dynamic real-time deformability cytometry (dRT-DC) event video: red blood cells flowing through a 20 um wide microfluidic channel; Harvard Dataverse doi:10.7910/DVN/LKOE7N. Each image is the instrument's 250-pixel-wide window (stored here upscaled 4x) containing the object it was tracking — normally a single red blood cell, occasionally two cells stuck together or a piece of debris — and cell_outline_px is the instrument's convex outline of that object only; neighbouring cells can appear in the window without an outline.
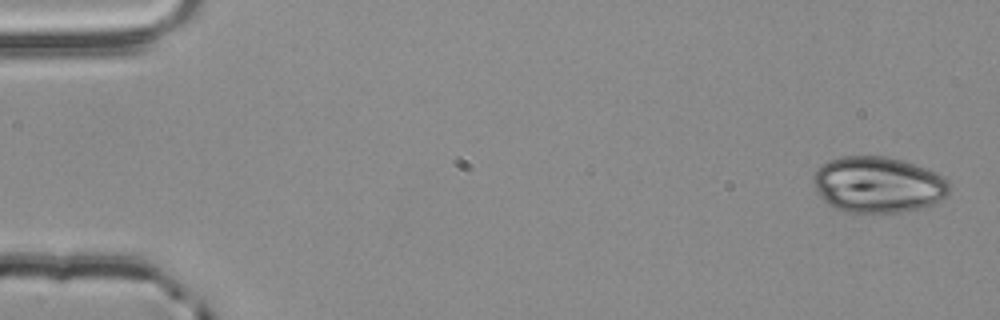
{"species": "common noctule bat (a hibernating species)", "species_latin": "Nyctalus noctula", "temperature_condition": "room temperature", "stored_images_in_passage": 5, "camera_frame_rate_fps": 3000, "um_per_image_px": 0.085, "animal": {"sex": "male", "body_mass_g": 20.4}, "frame": {"image": 1, "passage_image": 1, "time_ms": 0.0, "image_size_px": [1000, 320], "cell_outline_px": [[952, 188], [940, 204], [900, 212], [848, 212], [836, 208], [828, 204], [820, 196], [812, 184], [812, 176], [816, 168], [820, 164], [828, 160], [840, 156], [884, 156], [900, 160], [936, 172], [944, 176], [948, 180]], "centroid_in_image_um": [74.64, 15.7], "position_along_channel_um": 10.4, "area_um2": 45.03}}